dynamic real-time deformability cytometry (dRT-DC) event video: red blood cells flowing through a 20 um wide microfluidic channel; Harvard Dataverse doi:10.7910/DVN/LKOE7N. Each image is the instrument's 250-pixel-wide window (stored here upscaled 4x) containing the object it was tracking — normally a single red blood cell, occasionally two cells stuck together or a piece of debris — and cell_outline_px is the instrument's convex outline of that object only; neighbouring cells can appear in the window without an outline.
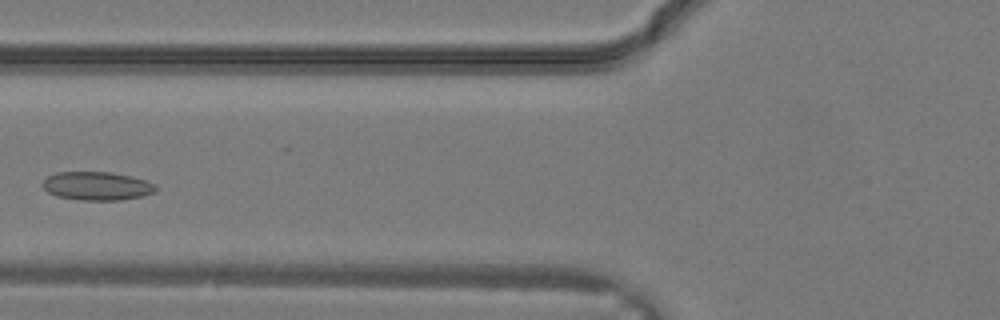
{"species": "common noctule bat (a hibernating species)", "species_latin": "Nyctalus noctula", "temperature_condition": "warm", "stored_images_in_passage": 10, "camera_frame_rate_fps": 3000, "um_per_image_px": 0.085, "animal": {"sex": "male", "body_mass_g": 19.2, "forearm_length_mm": 51.8}, "frame": {"image": 1, "passage_image": 7, "time_ms": 2.0, "image_size_px": [1000, 320], "cell_outline_px": [[156, 192], [144, 196], [120, 200], [80, 200], [56, 196], [48, 192], [44, 188], [44, 180], [48, 176], [56, 172], [112, 172], [132, 176], [156, 184]], "centroid_in_image_um": [8.27, 15.81], "position_along_channel_um": 117.5, "area_um2": 18.84}}
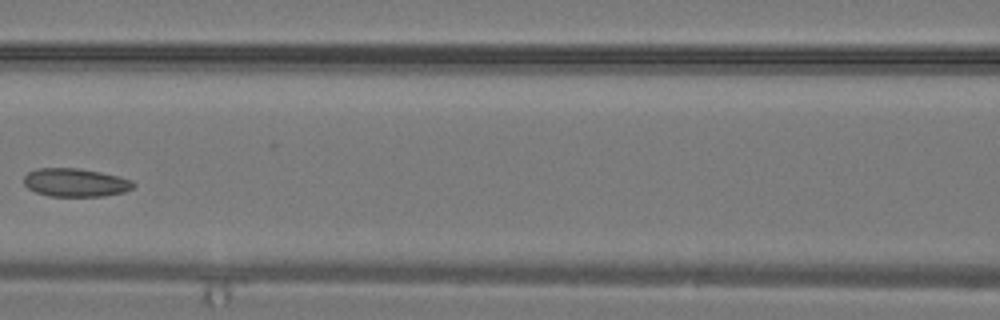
{"frame": {"image": 2, "passage_image": 9, "time_ms": 2.667, "image_size_px": [1000, 320], "cell_outline_px": [[136, 184], [132, 188], [124, 192], [104, 196], [48, 196], [36, 192], [28, 188], [24, 184], [24, 176], [28, 172], [36, 168], [80, 168], [100, 172], [132, 180]], "centroid_in_image_um": [6.4, 15.51], "position_along_channel_um": 160.2, "area_um2": 18.09}}